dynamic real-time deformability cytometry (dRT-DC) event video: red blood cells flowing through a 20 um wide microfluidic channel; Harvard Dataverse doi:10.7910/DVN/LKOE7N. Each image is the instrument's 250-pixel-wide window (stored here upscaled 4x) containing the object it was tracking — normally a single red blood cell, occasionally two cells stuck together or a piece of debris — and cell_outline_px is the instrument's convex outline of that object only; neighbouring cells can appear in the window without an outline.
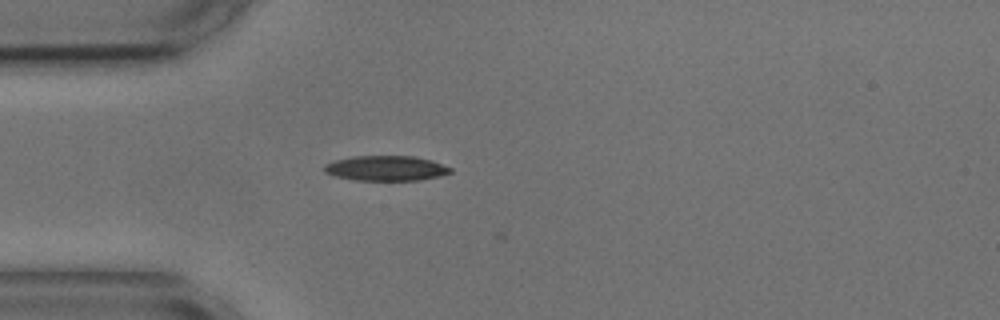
{"species": "common noctule bat (a hibernating species)", "species_latin": "Nyctalus noctula", "temperature_condition": "cold", "stored_images_in_passage": 6, "camera_frame_rate_fps": 3000, "um_per_image_px": 0.085, "animal": {"sex": "male", "body_mass_g": 17.9, "forearm_length_mm": 54.2}, "frame": {"image": 1, "passage_image": 4, "time_ms": 1.0, "image_size_px": [1000, 320], "cell_outline_px": [[452, 172], [440, 176], [420, 180], [356, 180], [336, 176], [324, 172], [324, 164], [336, 160], [352, 156], [416, 156], [432, 160], [452, 168]], "centroid_in_image_um": [32.83, 14.29], "position_along_channel_um": 52.2, "area_um2": 18.44}}